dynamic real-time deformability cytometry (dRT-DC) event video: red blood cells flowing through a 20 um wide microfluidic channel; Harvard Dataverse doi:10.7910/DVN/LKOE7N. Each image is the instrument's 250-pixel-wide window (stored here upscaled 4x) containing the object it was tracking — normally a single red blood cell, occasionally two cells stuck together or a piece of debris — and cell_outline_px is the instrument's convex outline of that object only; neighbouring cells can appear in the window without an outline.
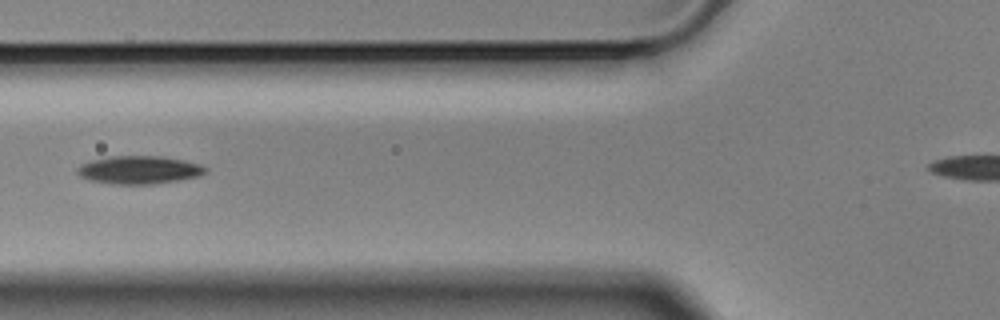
{"species": "Egyptian fruit bat (a non-hibernating species)", "species_latin": "Rousettus aegyptiacus", "temperature_condition": "cold", "stored_images_in_passage": 5, "camera_frame_rate_fps": 3000, "um_per_image_px": 0.085, "animal": {"sex": "male"}, "frame": {"image": 1, "passage_image": 5, "time_ms": 1.333, "image_size_px": [1000, 320], "cell_outline_px": [[208, 172], [200, 176], [180, 180], [152, 184], [112, 184], [88, 180], [80, 176], [76, 172], [76, 168], [80, 164], [92, 160], [108, 156], [160, 156], [184, 160], [200, 164], [208, 168]], "centroid_in_image_um": [11.83, 14.44], "position_along_channel_um": 114.0, "area_um2": 21.21}}